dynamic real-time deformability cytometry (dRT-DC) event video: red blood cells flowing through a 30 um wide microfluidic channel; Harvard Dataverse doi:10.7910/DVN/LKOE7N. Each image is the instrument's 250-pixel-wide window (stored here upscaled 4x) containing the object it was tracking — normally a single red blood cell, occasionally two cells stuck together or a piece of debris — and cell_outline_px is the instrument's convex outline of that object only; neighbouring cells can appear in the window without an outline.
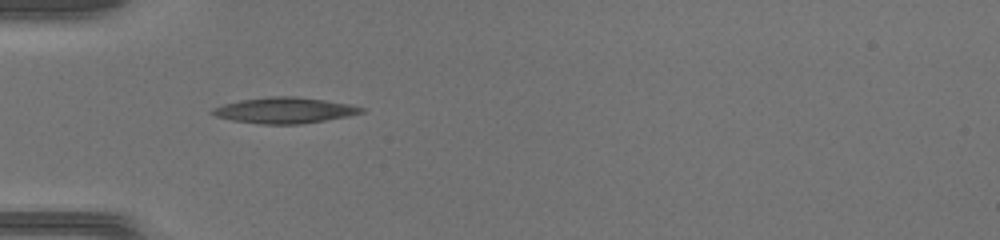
{"species": "common noctule bat (a hibernating species)", "species_latin": "Nyctalus noctula", "temperature_condition": "warm", "stored_images_in_passage": 35, "camera_frame_rate_fps": 3000, "um_per_image_px": 0.085, "animal": {"sex": "female", "body_mass_g": 17.0, "forearm_length_mm": 48.0}, "frame": {"image": 1, "passage_image": 1, "time_ms": 0.0, "image_size_px": [1000, 240], "cell_outline_px": [[364, 112], [348, 116], [300, 124], [260, 124], [232, 120], [216, 116], [208, 112], [212, 108], [224, 104], [240, 100], [268, 96], [296, 96], [324, 100], [348, 104], [364, 108]], "centroid_in_image_um": [24.14, 9.37], "position_along_channel_um": 60.9, "area_um2": 22.37}}
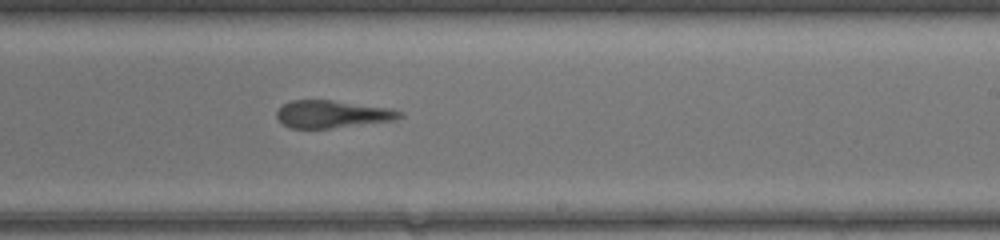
{"frame": {"image": 2, "passage_image": 16, "time_ms": 5.0, "image_size_px": [1000, 240], "cell_outline_px": [[404, 116], [396, 120], [332, 128], [288, 128], [276, 116], [276, 112], [284, 104], [292, 100], [332, 100], [392, 108], [404, 112]], "centroid_in_image_um": [28.3, 9.7], "position_along_channel_um": 260.7, "area_um2": 19.77}}
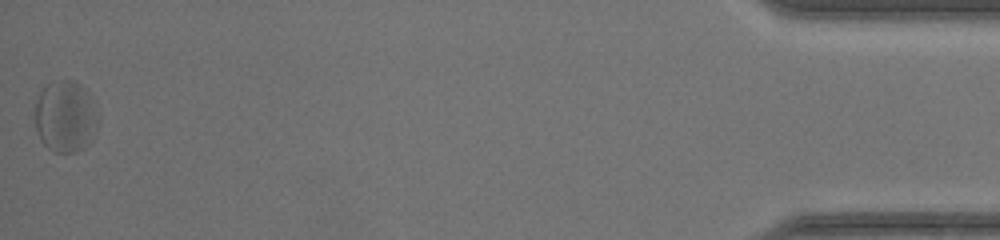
{"frame": {"image": 3, "passage_image": 35, "time_ms": 11.333, "image_size_px": [1000, 240], "cell_outline_px": [[100, 120], [88, 144], [84, 148], [76, 152], [52, 152], [40, 140], [36, 128], [36, 104], [40, 92], [52, 80], [76, 80], [88, 92], [96, 104], [100, 116]], "centroid_in_image_um": [5.6, 9.89], "position_along_channel_um": 429.6, "area_um2": 26.76}, "authors_computed_cell_mechanics": {"area_um2": 21.2126, "velocity_mm_per_s": 4.1064, "shape_relaxation_time_tau1_ms": null, "shape_relaxation_time_tau2_ms": 2.0326, "deformation_change_tau1": null, "deformation_change_tau2": 0.1203}}